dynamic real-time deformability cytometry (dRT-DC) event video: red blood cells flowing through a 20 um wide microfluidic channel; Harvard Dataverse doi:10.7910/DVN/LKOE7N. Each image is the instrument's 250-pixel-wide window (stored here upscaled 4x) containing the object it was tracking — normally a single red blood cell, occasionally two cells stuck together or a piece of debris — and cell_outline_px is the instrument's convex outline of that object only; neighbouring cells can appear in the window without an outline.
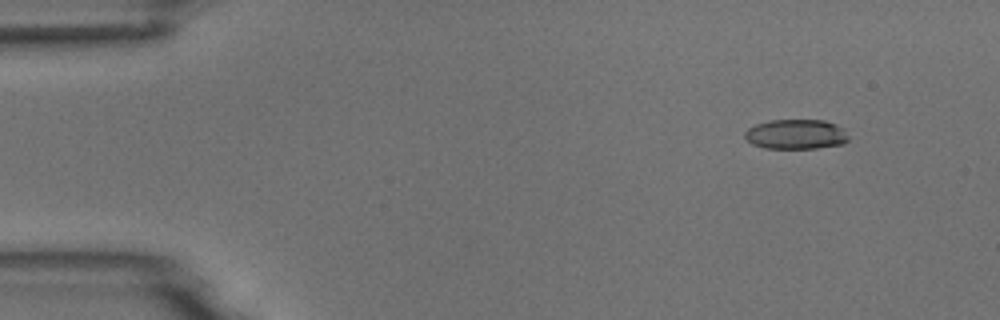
{"species": "common noctule bat (a hibernating species)", "species_latin": "Nyctalus noctula", "temperature_condition": "room temperature", "stored_images_in_passage": 3, "camera_frame_rate_fps": 3000, "um_per_image_px": 0.085, "animal": {"sex": "male", "body_mass_g": 18.8}, "frame": {"image": 1, "passage_image": 3, "time_ms": 2.333, "image_size_px": [1000, 320], "cell_outline_px": [[848, 140], [844, 144], [816, 148], [764, 148], [752, 144], [744, 136], [744, 132], [748, 128], [756, 124], [768, 120], [824, 120], [836, 124], [848, 136]], "centroid_in_image_um": [67.63, 11.41], "position_along_channel_um": 17.4, "area_um2": 17.98}}